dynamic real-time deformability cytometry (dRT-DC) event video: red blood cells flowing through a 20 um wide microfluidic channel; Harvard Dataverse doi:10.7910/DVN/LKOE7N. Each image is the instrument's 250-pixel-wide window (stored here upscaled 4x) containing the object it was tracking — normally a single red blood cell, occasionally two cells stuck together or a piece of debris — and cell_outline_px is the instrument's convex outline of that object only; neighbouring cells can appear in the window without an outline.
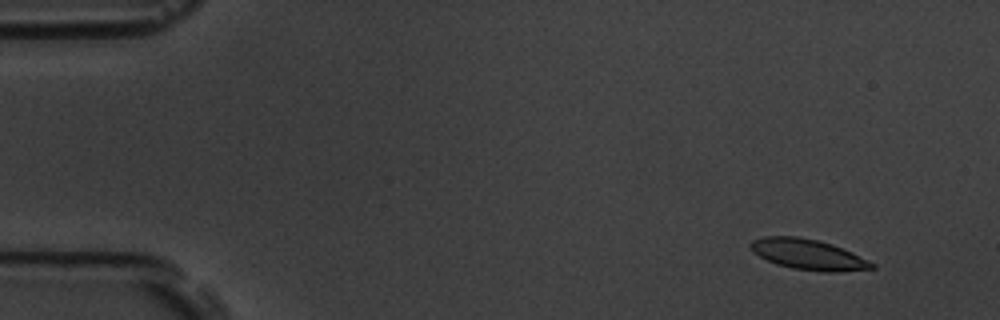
{"species": "common noctule bat (a hibernating species)", "species_latin": "Nyctalus noctula", "temperature_condition": "room temperature", "stored_images_in_passage": 5, "camera_frame_rate_fps": 3000, "um_per_image_px": 0.085, "animal": {"sex": "male", "body_mass_g": 19.5, "forearm_length_mm": 54.6}, "frame": {"image": 1, "passage_image": 2, "time_ms": 1.333, "image_size_px": [1000, 320], "cell_outline_px": [[876, 268], [836, 272], [824, 272], [792, 268], [776, 264], [760, 256], [748, 244], [752, 240], [764, 236], [796, 236], [816, 240], [832, 244], [852, 252], [876, 264]], "centroid_in_image_um": [68.72, 21.63], "position_along_channel_um": 16.3, "area_um2": 21.39}}